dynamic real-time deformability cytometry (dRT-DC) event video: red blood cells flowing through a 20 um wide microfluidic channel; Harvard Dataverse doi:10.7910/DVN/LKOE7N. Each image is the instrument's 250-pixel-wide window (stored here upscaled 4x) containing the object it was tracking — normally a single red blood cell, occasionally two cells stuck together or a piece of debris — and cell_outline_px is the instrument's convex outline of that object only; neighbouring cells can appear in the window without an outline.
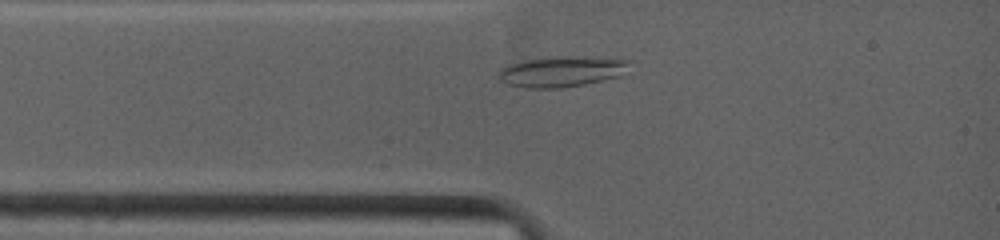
{"species": "common noctule bat (a hibernating species)", "species_latin": "Nyctalus noctula", "temperature_condition": "warm", "stored_images_in_passage": 15, "camera_frame_rate_fps": 4500, "um_per_image_px": 0.085, "animal": {"sex": "female", "body_mass_g": 19.0, "forearm_length_mm": 53.3}, "frame": {"image": 1, "passage_image": 3, "time_ms": 1.333, "image_size_px": [1000, 240], "cell_outline_px": [[632, 60], [620, 76], [604, 80], [584, 84], [560, 88], [532, 88], [508, 84], [500, 80], [496, 76], [500, 68], [508, 64], [520, 60], [556, 56], [560, 56]], "centroid_in_image_um": [47.66, 6.08], "position_along_channel_um": 37.3, "area_um2": 23.24}}
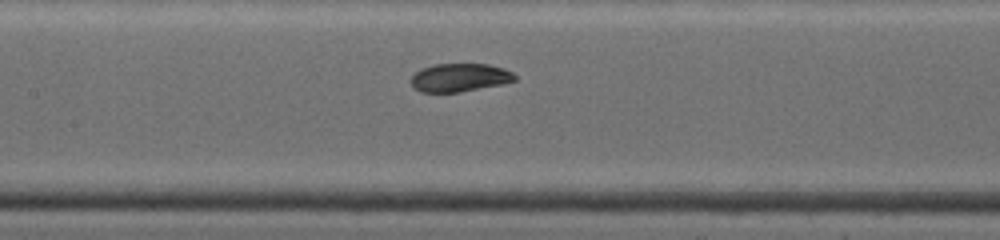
{"frame": {"image": 2, "passage_image": 9, "time_ms": 4.667, "image_size_px": [1000, 240], "cell_outline_px": [[516, 80], [500, 84], [460, 92], [420, 92], [408, 80], [420, 68], [436, 64], [488, 64], [504, 68], [512, 72], [516, 76]], "centroid_in_image_um": [39.05, 6.58], "position_along_channel_um": 168.4, "area_um2": 17.05}}
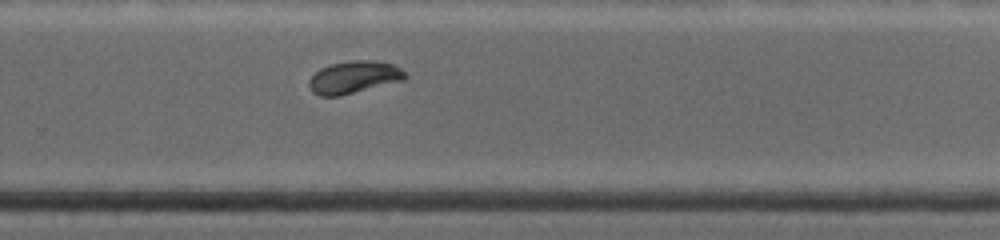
{"frame": {"image": 3, "passage_image": 15, "time_ms": 8.0, "image_size_px": [1000, 240], "cell_outline_px": [[408, 76], [404, 80], [340, 96], [320, 96], [312, 92], [308, 84], [308, 80], [320, 68], [332, 64], [352, 60], [372, 60], [392, 64], [400, 68]], "centroid_in_image_um": [30.07, 6.57], "position_along_channel_um": 299.7, "area_um2": 18.09}}